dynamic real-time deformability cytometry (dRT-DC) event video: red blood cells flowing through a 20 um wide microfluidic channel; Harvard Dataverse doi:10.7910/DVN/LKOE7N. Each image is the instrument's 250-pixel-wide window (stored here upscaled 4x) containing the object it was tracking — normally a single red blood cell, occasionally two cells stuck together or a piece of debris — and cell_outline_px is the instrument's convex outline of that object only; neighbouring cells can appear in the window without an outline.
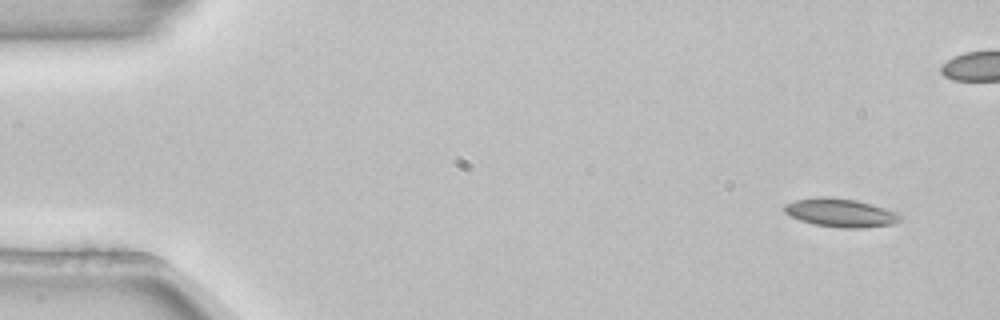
{"species": "common noctule bat (a hibernating species)", "species_latin": "Nyctalus noctula", "temperature_condition": "room temperature", "stored_images_in_passage": 5, "camera_frame_rate_fps": 3000, "um_per_image_px": 0.085, "animal": {"sex": "female", "body_mass_g": 22.7, "forearm_length_mm": 54.2}, "frame": {"image": 1, "passage_image": 1, "time_ms": 0.0, "image_size_px": [1000, 320], "cell_outline_px": [[904, 220], [892, 224], [860, 228], [840, 228], [816, 224], [800, 220], [784, 212], [784, 204], [796, 200], [820, 196], [828, 196], [856, 200], [872, 204], [896, 212], [904, 216]], "centroid_in_image_um": [71.49, 18.08], "position_along_channel_um": 13.5, "area_um2": 19.25}}
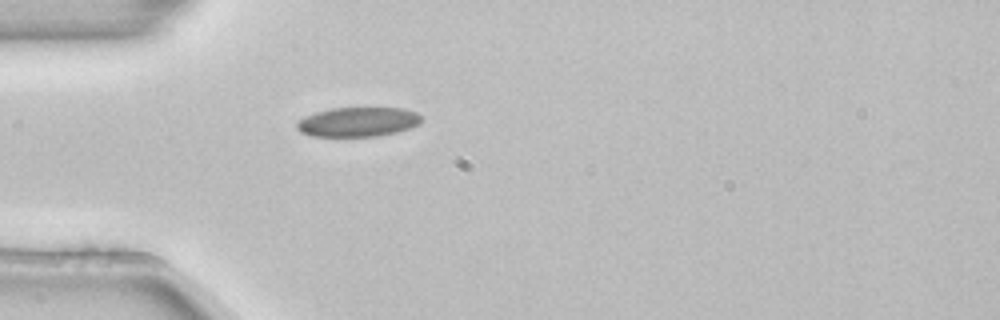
{"frame": {"image": 2, "passage_image": 5, "time_ms": 1.333, "image_size_px": [1000, 320], "cell_outline_px": [[420, 124], [396, 132], [376, 136], [312, 136], [300, 132], [296, 128], [296, 120], [316, 112], [332, 108], [404, 108], [416, 112], [420, 116]], "centroid_in_image_um": [30.39, 10.36], "position_along_channel_um": 54.6, "area_um2": 21.33}}